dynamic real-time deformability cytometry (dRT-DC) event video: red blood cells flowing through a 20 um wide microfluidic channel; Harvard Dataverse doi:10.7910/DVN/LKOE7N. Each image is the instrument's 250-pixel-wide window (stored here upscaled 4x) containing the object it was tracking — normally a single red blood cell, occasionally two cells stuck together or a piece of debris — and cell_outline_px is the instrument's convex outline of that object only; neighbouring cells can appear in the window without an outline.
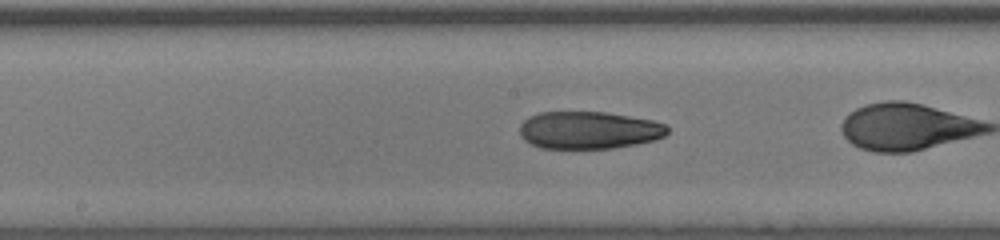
{"species": "human", "species_latin": "Homo sapiens", "temperature_condition": "room temperature", "stored_images_in_passage": 50, "camera_frame_rate_fps": 3000, "um_per_image_px": 0.085, "donor": {"sex": "male"}, "frame": {"image": 1, "passage_image": 35, "time_ms": 11.333, "image_size_px": [1000, 240], "cell_outline_px": [[668, 132], [664, 136], [656, 140], [636, 144], [612, 148], [540, 148], [524, 140], [520, 136], [520, 124], [528, 116], [540, 112], [604, 112], [652, 120], [668, 124]], "centroid_in_image_um": [50.05, 11.06], "position_along_channel_um": 198.1, "area_um2": 32.37}}
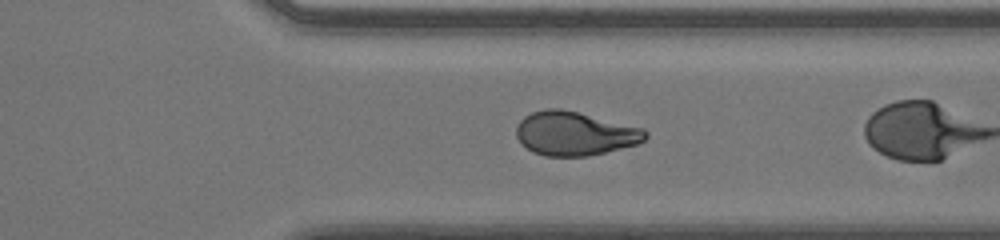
{"frame": {"image": 2, "passage_image": 47, "time_ms": 15.333, "image_size_px": [1000, 240], "cell_outline_px": [[648, 136], [644, 140], [636, 144], [588, 156], [544, 156], [532, 152], [520, 144], [516, 136], [516, 124], [524, 116], [532, 112], [544, 108], [560, 108], [644, 128], [648, 132]], "centroid_in_image_um": [48.8, 11.35], "position_along_channel_um": 362.6, "area_um2": 33.12}}